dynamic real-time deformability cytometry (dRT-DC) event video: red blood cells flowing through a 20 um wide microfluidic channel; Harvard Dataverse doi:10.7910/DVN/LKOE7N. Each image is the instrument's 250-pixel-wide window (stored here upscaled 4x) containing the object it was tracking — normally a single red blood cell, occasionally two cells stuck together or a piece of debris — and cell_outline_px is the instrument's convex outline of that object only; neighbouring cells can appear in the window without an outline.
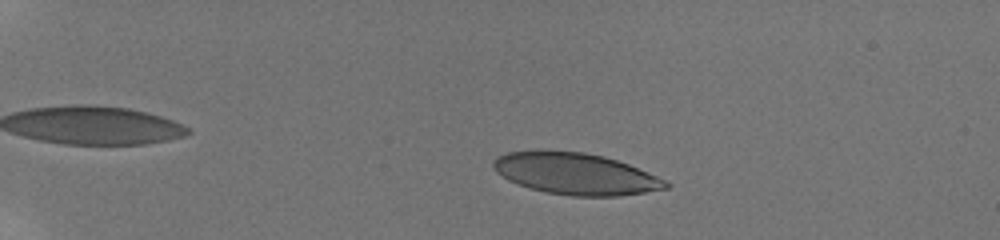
{"species": "human", "species_latin": "Homo sapiens", "temperature_condition": "room temperature", "stored_images_in_passage": 54, "camera_frame_rate_fps": 3000, "um_per_image_px": 0.085, "donor": {"sex": "male"}, "frame": {"image": 1, "passage_image": 11, "time_ms": 3.333, "image_size_px": [1000, 240], "cell_outline_px": [[672, 184], [668, 188], [620, 196], [572, 196], [548, 192], [516, 184], [508, 180], [496, 172], [492, 168], [492, 160], [496, 156], [508, 152], [584, 152], [604, 156], [628, 164], [668, 180]], "centroid_in_image_um": [48.95, 14.79], "position_along_channel_um": 36.0, "area_um2": 41.38}}
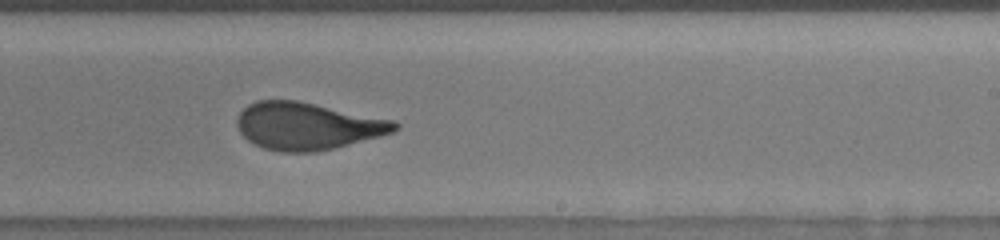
{"frame": {"image": 2, "passage_image": 36, "time_ms": 11.667, "image_size_px": [1000, 240], "cell_outline_px": [[400, 128], [392, 132], [380, 136], [316, 152], [280, 152], [264, 148], [248, 140], [240, 132], [236, 124], [236, 120], [240, 112], [248, 104], [256, 100], [296, 100], [392, 120], [400, 124]], "centroid_in_image_um": [26.1, 10.71], "position_along_channel_um": 262.9, "area_um2": 43.06}}
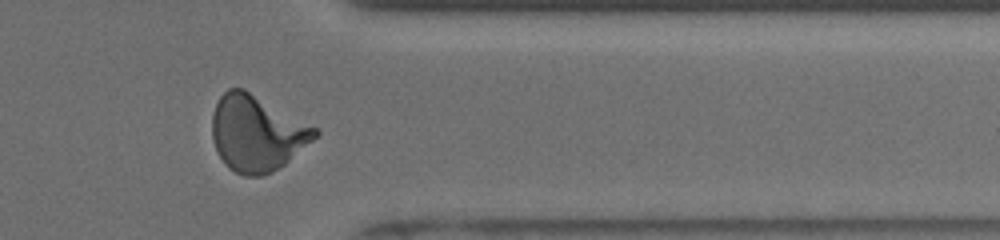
{"frame": {"image": 3, "passage_image": 46, "time_ms": 15.0, "image_size_px": [1000, 240], "cell_outline_px": [[320, 132], [312, 140], [284, 164], [272, 172], [264, 176], [244, 176], [228, 168], [224, 164], [216, 152], [212, 136], [212, 112], [220, 96], [228, 88], [244, 88], [316, 128]], "centroid_in_image_um": [21.77, 11.33], "position_along_channel_um": 389.6, "area_um2": 45.2}, "authors_computed_cell_mechanics": {"area_um2": 42.8876, "velocity_mm_per_s": 3.8783, "shape_relaxation_time_tau1_ms": 5.8024, "shape_relaxation_time_tau2_ms": null, "deformation_change_tau1": 0.2212, "deformation_change_tau2": null}}